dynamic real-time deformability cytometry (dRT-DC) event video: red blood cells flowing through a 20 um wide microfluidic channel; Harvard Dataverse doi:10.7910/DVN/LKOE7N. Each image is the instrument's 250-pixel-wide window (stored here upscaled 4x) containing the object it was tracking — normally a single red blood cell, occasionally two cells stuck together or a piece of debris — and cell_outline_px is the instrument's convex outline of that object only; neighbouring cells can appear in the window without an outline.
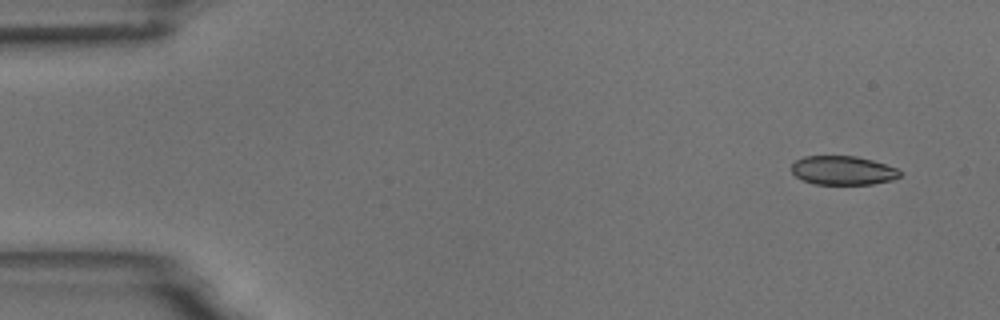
{"species": "common noctule bat (a hibernating species)", "species_latin": "Nyctalus noctula", "temperature_condition": "room temperature", "stored_images_in_passage": 6, "camera_frame_rate_fps": 3000, "um_per_image_px": 0.085, "animal": {"sex": "male", "body_mass_g": 18.8}, "frame": {"image": 1, "passage_image": 2, "time_ms": 1.0, "image_size_px": [1000, 320], "cell_outline_px": [[900, 176], [892, 180], [872, 184], [812, 184], [796, 176], [792, 172], [792, 164], [796, 160], [804, 156], [856, 156], [872, 160], [896, 168], [900, 172]], "centroid_in_image_um": [71.63, 14.48], "position_along_channel_um": 13.4, "area_um2": 18.15}}
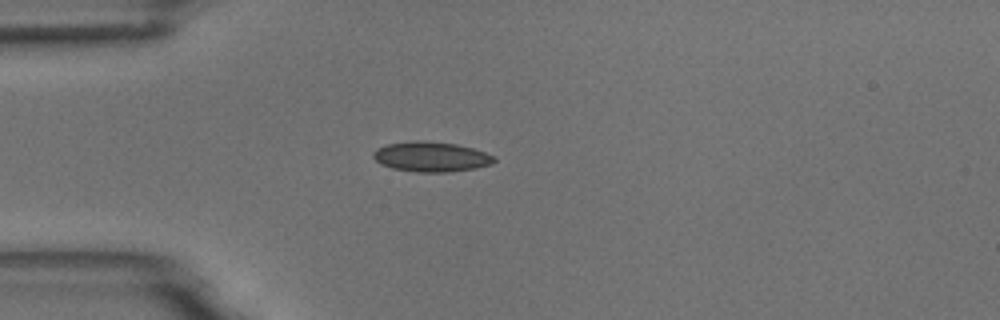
{"frame": {"image": 2, "passage_image": 5, "time_ms": 4.667, "image_size_px": [1000, 320], "cell_outline_px": [[496, 160], [492, 164], [476, 168], [448, 172], [416, 172], [392, 168], [380, 164], [372, 156], [372, 152], [376, 148], [388, 144], [412, 140], [424, 140], [456, 144], [472, 148], [496, 156]], "centroid_in_image_um": [36.64, 13.32], "position_along_channel_um": 48.4, "area_um2": 21.33}}